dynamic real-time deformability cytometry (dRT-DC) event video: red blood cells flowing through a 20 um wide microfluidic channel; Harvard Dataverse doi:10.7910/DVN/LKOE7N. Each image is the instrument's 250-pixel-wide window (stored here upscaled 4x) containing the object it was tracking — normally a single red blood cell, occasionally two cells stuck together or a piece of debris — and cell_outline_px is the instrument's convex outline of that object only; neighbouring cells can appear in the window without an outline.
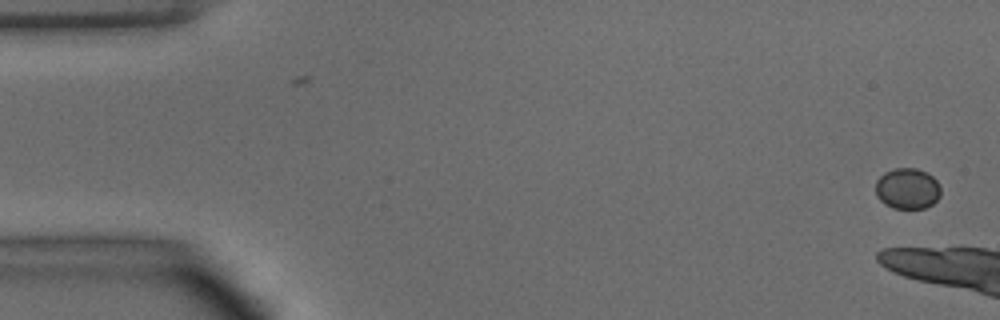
{"species": "common noctule bat (a hibernating species)", "species_latin": "Nyctalus noctula", "temperature_condition": "warm", "stored_images_in_passage": 10, "camera_frame_rate_fps": 3000, "um_per_image_px": 0.085, "animal": {"sex": "male", "body_mass_g": 15.6}, "frame": {"image": 1, "passage_image": 1, "time_ms": 0.0, "image_size_px": [1000, 320], "cell_outline_px": [[940, 196], [932, 204], [924, 208], [892, 208], [884, 204], [876, 196], [876, 180], [884, 172], [896, 168], [916, 168], [932, 176], [940, 184]], "centroid_in_image_um": [77.12, 16.03], "position_along_channel_um": 7.9, "area_um2": 15.55}}